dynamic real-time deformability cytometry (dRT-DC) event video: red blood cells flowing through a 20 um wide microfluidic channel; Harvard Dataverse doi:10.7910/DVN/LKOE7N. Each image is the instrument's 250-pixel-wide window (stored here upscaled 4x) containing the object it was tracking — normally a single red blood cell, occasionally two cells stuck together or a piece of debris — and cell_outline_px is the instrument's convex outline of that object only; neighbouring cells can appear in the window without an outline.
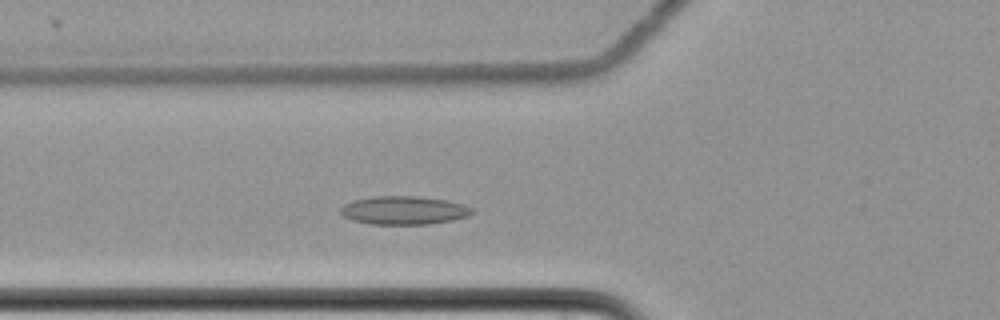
{"species": "common noctule bat (a hibernating species)", "species_latin": "Nyctalus noctula", "temperature_condition": "cold", "stored_images_in_passage": 49, "camera_frame_rate_fps": 3000, "um_per_image_px": 0.085, "animal": {"sex": "female", "body_mass_g": 22.7, "forearm_length_mm": 54.2}, "frame": {"image": 1, "passage_image": 14, "time_ms": 4.333, "image_size_px": [1000, 320], "cell_outline_px": [[476, 208], [468, 216], [452, 220], [428, 224], [372, 224], [352, 220], [344, 216], [340, 212], [340, 208], [344, 204], [356, 200], [376, 196], [420, 196], [448, 200], [464, 204]], "centroid_in_image_um": [34.38, 17.87], "position_along_channel_um": 91.4, "area_um2": 21.79}}
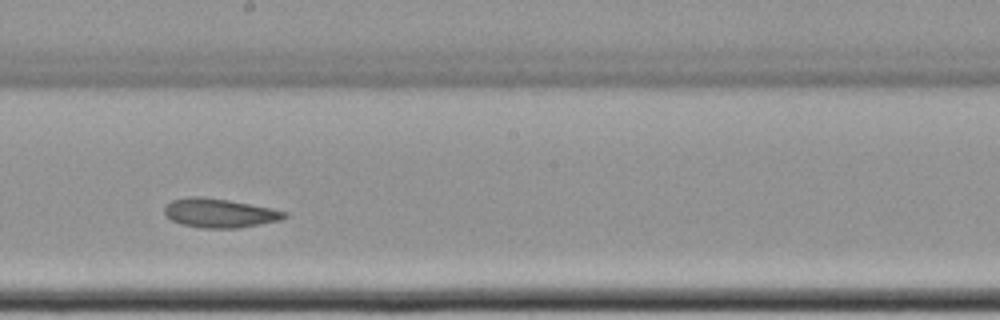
{"frame": {"image": 2, "passage_image": 26, "time_ms": 8.333, "image_size_px": [1000, 320], "cell_outline_px": [[288, 216], [280, 220], [240, 228], [200, 228], [180, 224], [172, 220], [164, 212], [164, 208], [172, 200], [188, 196], [200, 196], [228, 200], [288, 212]], "centroid_in_image_um": [18.64, 18.12], "position_along_channel_um": 229.6, "area_um2": 20.17}}
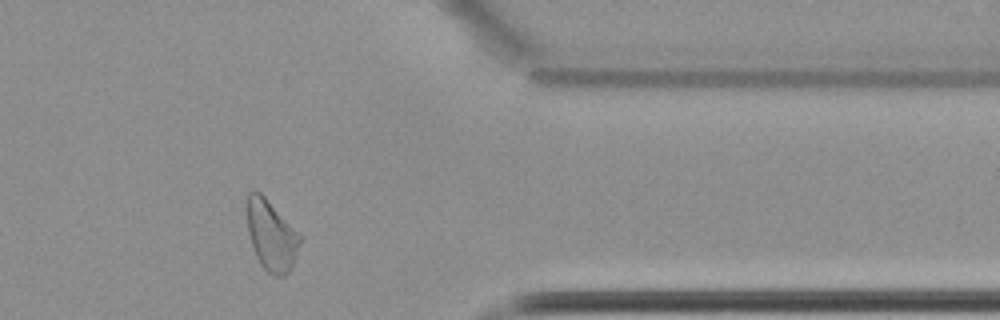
{"frame": {"image": 3, "passage_image": 41, "time_ms": 13.333, "image_size_px": [1000, 320], "cell_outline_px": [[304, 236], [292, 264], [288, 272], [284, 276], [272, 276], [260, 264], [252, 248], [248, 232], [244, 204], [248, 192], [252, 188], [260, 192]], "centroid_in_image_um": [23.03, 19.95], "position_along_channel_um": 388.4, "area_um2": 22.48}}